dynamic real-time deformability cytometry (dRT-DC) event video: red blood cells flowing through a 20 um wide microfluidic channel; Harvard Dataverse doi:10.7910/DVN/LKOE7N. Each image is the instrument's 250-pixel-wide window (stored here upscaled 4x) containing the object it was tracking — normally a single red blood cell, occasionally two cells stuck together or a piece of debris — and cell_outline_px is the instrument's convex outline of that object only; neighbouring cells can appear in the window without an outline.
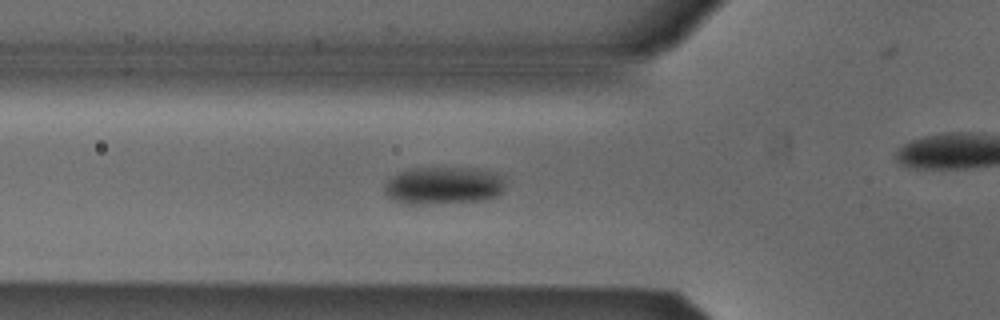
{"species": "Egyptian fruit bat (a non-hibernating species)", "species_latin": "Rousettus aegyptiacus", "temperature_condition": "cold", "stored_images_in_passage": 39, "camera_frame_rate_fps": 3000, "um_per_image_px": 0.085, "animal": {"sex": "male"}, "frame": {"image": 1, "passage_image": 7, "time_ms": 2.0, "image_size_px": [1000, 320], "cell_outline_px": [[504, 180], [500, 192], [496, 196], [484, 200], [420, 204], [412, 204], [392, 200], [384, 192], [384, 184], [392, 176], [400, 172], [412, 168], [476, 168], [496, 172], [504, 176]], "centroid_in_image_um": [37.68, 15.76], "position_along_channel_um": 88.1, "area_um2": 26.36}}
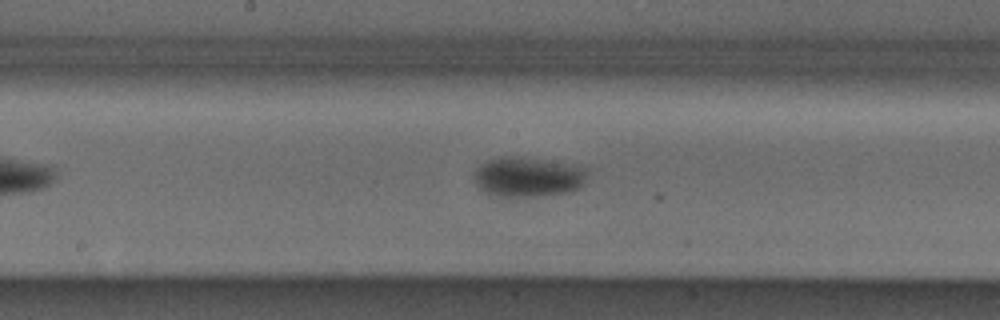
{"frame": {"image": 2, "passage_image": 16, "time_ms": 5.0, "image_size_px": [1000, 320], "cell_outline_px": [[588, 168], [584, 184], [568, 192], [536, 196], [500, 196], [484, 192], [476, 184], [472, 176], [476, 168], [480, 164], [488, 160], [500, 156], [512, 156]], "centroid_in_image_um": [44.81, 15.05], "position_along_channel_um": 203.4, "area_um2": 25.84}}
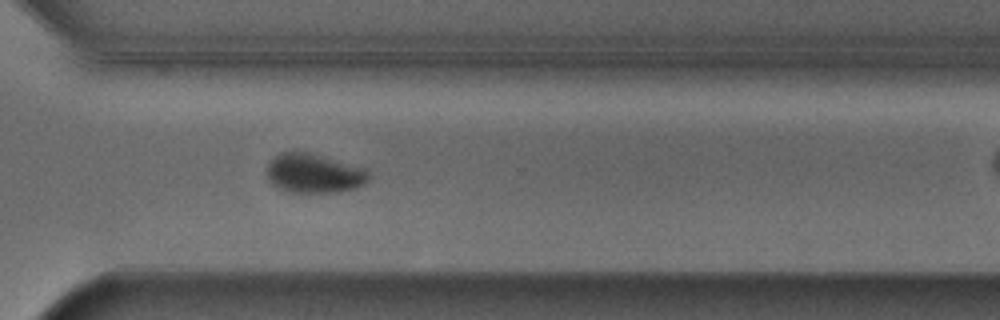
{"frame": {"image": 3, "passage_image": 27, "time_ms": 8.667, "image_size_px": [1000, 320], "cell_outline_px": [[368, 180], [364, 184], [356, 188], [336, 192], [288, 192], [272, 184], [268, 180], [268, 164], [280, 152], [296, 148], [364, 168], [368, 172]], "centroid_in_image_um": [26.66, 14.7], "position_along_channel_um": 343.9, "area_um2": 23.47}, "authors_computed_cell_mechanics": {"area_um2": 24.7384, "velocity_mm_per_s": 3.8381, "shape_relaxation_time_tau1_ms": 3.7549, "shape_relaxation_time_tau2_ms": null, "deformation_change_tau1": 0.0722, "deformation_change_tau2": null}}